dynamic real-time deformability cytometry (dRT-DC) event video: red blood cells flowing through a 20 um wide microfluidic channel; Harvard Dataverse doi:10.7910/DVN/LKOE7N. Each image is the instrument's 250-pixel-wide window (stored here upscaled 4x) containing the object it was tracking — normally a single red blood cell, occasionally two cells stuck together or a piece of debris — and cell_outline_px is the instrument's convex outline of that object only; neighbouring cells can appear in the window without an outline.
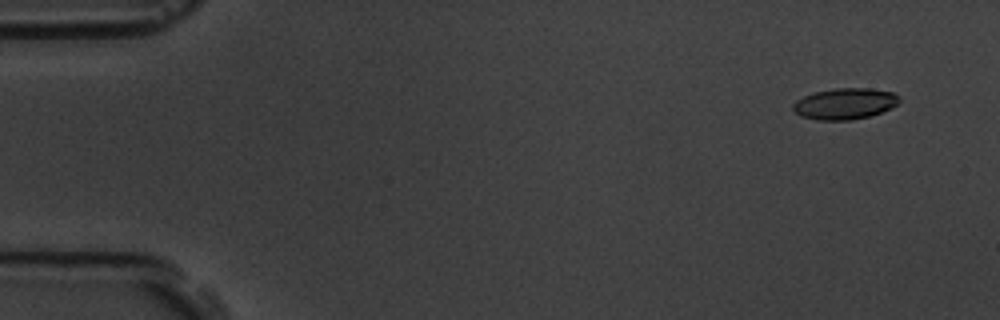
{"species": "common noctule bat (a hibernating species)", "species_latin": "Nyctalus noctula", "temperature_condition": "room temperature", "stored_images_in_passage": 7, "camera_frame_rate_fps": 3000, "um_per_image_px": 0.085, "animal": {"sex": "male", "body_mass_g": 19.5, "forearm_length_mm": 54.6}, "frame": {"image": 1, "passage_image": 2, "time_ms": 1.0, "image_size_px": [1000, 320], "cell_outline_px": [[900, 100], [892, 108], [868, 116], [852, 120], [816, 120], [800, 116], [792, 108], [792, 104], [796, 100], [812, 92], [836, 88], [868, 88], [892, 92], [900, 96]], "centroid_in_image_um": [71.79, 8.81], "position_along_channel_um": 13.2, "area_um2": 19.36}}
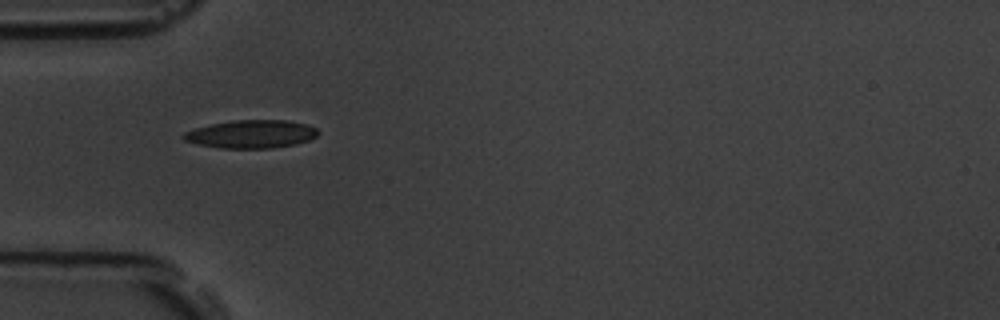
{"frame": {"image": 2, "passage_image": 6, "time_ms": 5.667, "image_size_px": [1000, 320], "cell_outline_px": [[320, 132], [316, 136], [308, 140], [296, 144], [272, 148], [220, 148], [200, 144], [184, 140], [180, 136], [184, 132], [196, 128], [212, 124], [232, 120], [284, 120], [308, 124], [316, 128]], "centroid_in_image_um": [21.37, 11.39], "position_along_channel_um": 63.6, "area_um2": 21.96}}
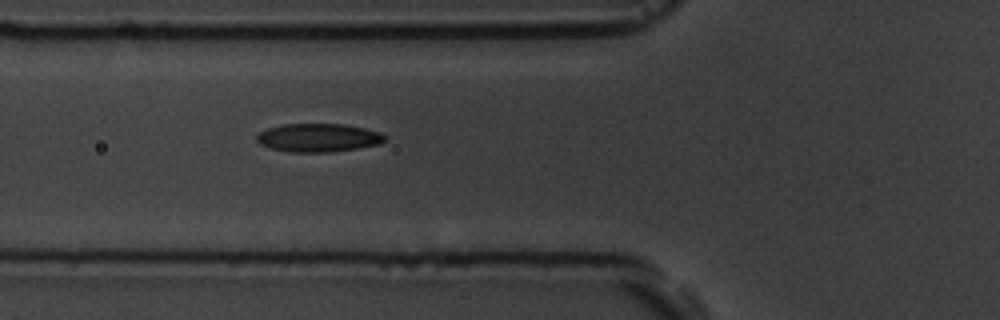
{"frame": {"image": 3, "passage_image": 7, "time_ms": 6.667, "image_size_px": [1000, 320], "cell_outline_px": [[384, 140], [380, 144], [356, 148], [328, 152], [288, 152], [272, 148], [260, 144], [256, 140], [256, 136], [260, 132], [268, 128], [284, 124], [344, 124], [364, 128], [380, 132], [384, 136]], "centroid_in_image_um": [27.03, 11.7], "position_along_channel_um": 98.8, "area_um2": 20.98}}